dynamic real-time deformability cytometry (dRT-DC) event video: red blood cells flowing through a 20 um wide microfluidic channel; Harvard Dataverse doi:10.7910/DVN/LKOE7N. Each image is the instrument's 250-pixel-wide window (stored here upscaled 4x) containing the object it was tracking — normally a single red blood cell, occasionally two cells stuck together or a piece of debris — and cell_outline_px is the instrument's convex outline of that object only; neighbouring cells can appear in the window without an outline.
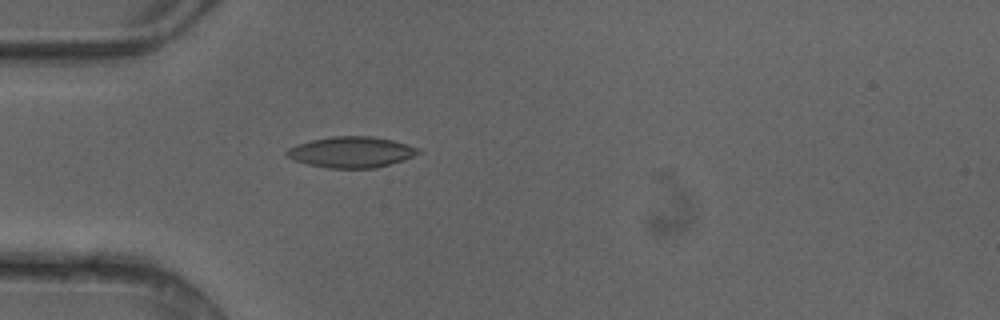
{"species": "common noctule bat (a hibernating species)", "species_latin": "Nyctalus noctula", "temperature_condition": "cold", "stored_images_in_passage": 6, "camera_frame_rate_fps": 3000, "um_per_image_px": 0.085, "animal": {"sex": "female"}, "frame": {"image": 1, "passage_image": 6, "time_ms": 1.667, "image_size_px": [1000, 320], "cell_outline_px": [[424, 152], [404, 160], [376, 168], [328, 168], [308, 164], [292, 160], [284, 152], [288, 148], [296, 144], [312, 140], [332, 136], [372, 136], [392, 140], [420, 148]], "centroid_in_image_um": [29.88, 12.93], "position_along_channel_um": 55.1, "area_um2": 23.87}}